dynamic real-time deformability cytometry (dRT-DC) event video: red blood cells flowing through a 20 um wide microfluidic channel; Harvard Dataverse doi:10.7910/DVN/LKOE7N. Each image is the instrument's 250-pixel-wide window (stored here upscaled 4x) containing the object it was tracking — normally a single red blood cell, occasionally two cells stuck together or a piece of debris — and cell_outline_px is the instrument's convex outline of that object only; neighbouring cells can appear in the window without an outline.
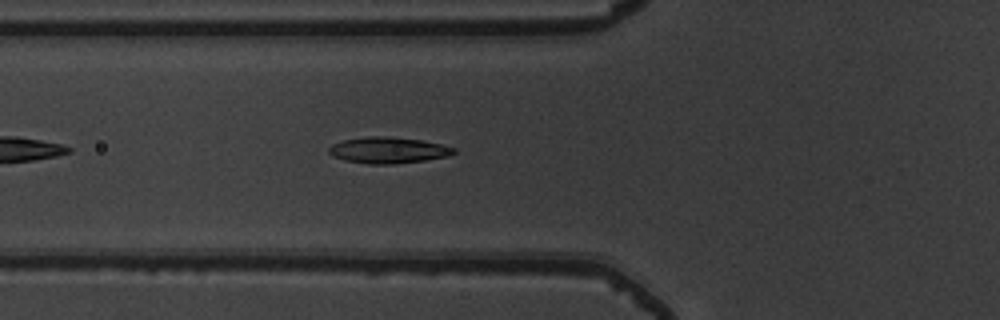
{"species": "common noctule bat (a hibernating species)", "species_latin": "Nyctalus noctula", "temperature_condition": "warm", "stored_images_in_passage": 24, "camera_frame_rate_fps": 3000, "um_per_image_px": 0.085, "animal": {"sex": "male", "body_mass_g": 19.5, "forearm_length_mm": 54.6}, "frame": {"image": 1, "passage_image": 7, "time_ms": 2.0, "image_size_px": [1000, 320], "cell_outline_px": [[456, 152], [448, 156], [424, 160], [392, 164], [368, 164], [344, 160], [332, 156], [328, 152], [328, 148], [332, 144], [344, 140], [368, 136], [384, 136], [420, 140], [440, 144], [456, 148]], "centroid_in_image_um": [32.97, 12.77], "position_along_channel_um": 92.8, "area_um2": 18.96}}
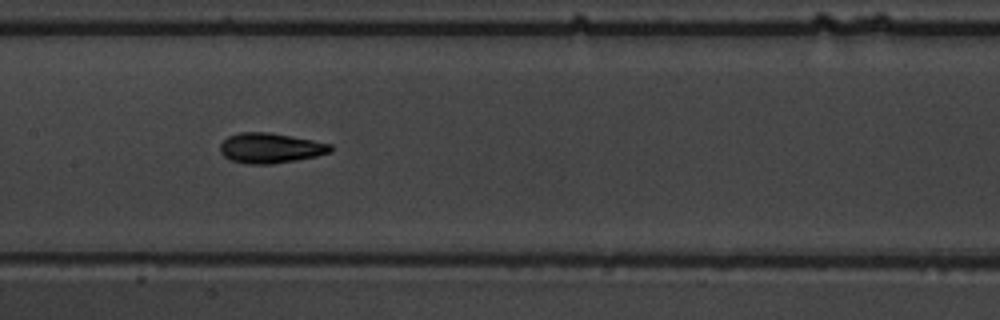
{"frame": {"image": 2, "passage_image": 14, "time_ms": 4.333, "image_size_px": [1000, 320], "cell_outline_px": [[332, 152], [316, 156], [296, 160], [268, 164], [244, 164], [228, 160], [220, 152], [220, 144], [228, 136], [240, 132], [268, 132], [312, 140], [332, 144]], "centroid_in_image_um": [22.95, 12.59], "position_along_channel_um": 184.4, "area_um2": 19.42}}
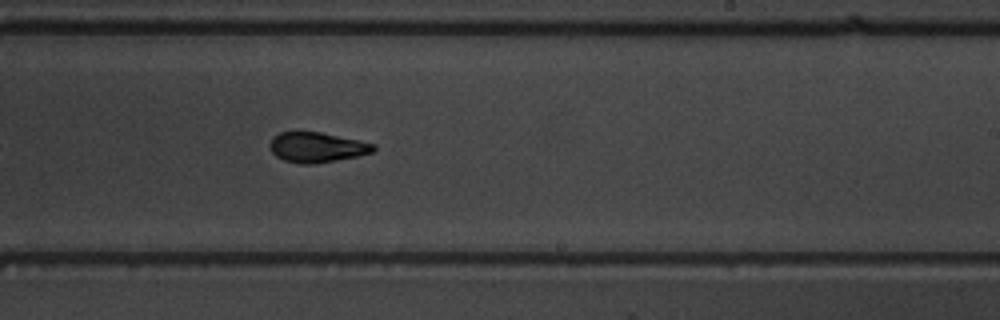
{"frame": {"image": 3, "passage_image": 20, "time_ms": 6.333, "image_size_px": [1000, 320], "cell_outline_px": [[376, 148], [372, 152], [356, 156], [336, 160], [312, 164], [300, 164], [284, 160], [276, 156], [272, 152], [272, 136], [280, 132], [320, 132], [376, 144]], "centroid_in_image_um": [26.94, 12.52], "position_along_channel_um": 262.1, "area_um2": 17.86}}